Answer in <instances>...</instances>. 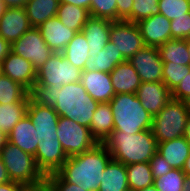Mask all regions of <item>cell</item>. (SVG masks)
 I'll return each mask as SVG.
<instances>
[{
    "label": "cell",
    "mask_w": 190,
    "mask_h": 191,
    "mask_svg": "<svg viewBox=\"0 0 190 191\" xmlns=\"http://www.w3.org/2000/svg\"><path fill=\"white\" fill-rule=\"evenodd\" d=\"M29 95L35 103L52 106L59 116L88 128L99 104L87 93L81 81L61 87L35 83Z\"/></svg>",
    "instance_id": "obj_1"
},
{
    "label": "cell",
    "mask_w": 190,
    "mask_h": 191,
    "mask_svg": "<svg viewBox=\"0 0 190 191\" xmlns=\"http://www.w3.org/2000/svg\"><path fill=\"white\" fill-rule=\"evenodd\" d=\"M111 160L107 147L98 143L89 151L68 157L57 173L86 191H99L103 171Z\"/></svg>",
    "instance_id": "obj_2"
},
{
    "label": "cell",
    "mask_w": 190,
    "mask_h": 191,
    "mask_svg": "<svg viewBox=\"0 0 190 191\" xmlns=\"http://www.w3.org/2000/svg\"><path fill=\"white\" fill-rule=\"evenodd\" d=\"M103 144L109 150L112 160L124 165L149 162L157 153L158 145L151 129L135 134L112 131Z\"/></svg>",
    "instance_id": "obj_3"
},
{
    "label": "cell",
    "mask_w": 190,
    "mask_h": 191,
    "mask_svg": "<svg viewBox=\"0 0 190 191\" xmlns=\"http://www.w3.org/2000/svg\"><path fill=\"white\" fill-rule=\"evenodd\" d=\"M8 175L13 182L27 188H38L46 185V176L38 168L36 160L30 153L7 142L0 151Z\"/></svg>",
    "instance_id": "obj_4"
},
{
    "label": "cell",
    "mask_w": 190,
    "mask_h": 191,
    "mask_svg": "<svg viewBox=\"0 0 190 191\" xmlns=\"http://www.w3.org/2000/svg\"><path fill=\"white\" fill-rule=\"evenodd\" d=\"M109 103L113 113V131L135 134L151 129L153 116L142 107L135 93L115 94Z\"/></svg>",
    "instance_id": "obj_5"
},
{
    "label": "cell",
    "mask_w": 190,
    "mask_h": 191,
    "mask_svg": "<svg viewBox=\"0 0 190 191\" xmlns=\"http://www.w3.org/2000/svg\"><path fill=\"white\" fill-rule=\"evenodd\" d=\"M189 111L184 101H170L152 119L151 131L157 143L184 136Z\"/></svg>",
    "instance_id": "obj_6"
},
{
    "label": "cell",
    "mask_w": 190,
    "mask_h": 191,
    "mask_svg": "<svg viewBox=\"0 0 190 191\" xmlns=\"http://www.w3.org/2000/svg\"><path fill=\"white\" fill-rule=\"evenodd\" d=\"M56 133L68 157L89 151L98 144L90 128L62 116L58 119Z\"/></svg>",
    "instance_id": "obj_7"
},
{
    "label": "cell",
    "mask_w": 190,
    "mask_h": 191,
    "mask_svg": "<svg viewBox=\"0 0 190 191\" xmlns=\"http://www.w3.org/2000/svg\"><path fill=\"white\" fill-rule=\"evenodd\" d=\"M79 68L73 66L62 53H52L45 64L36 71V82L45 86L67 85L81 81Z\"/></svg>",
    "instance_id": "obj_8"
},
{
    "label": "cell",
    "mask_w": 190,
    "mask_h": 191,
    "mask_svg": "<svg viewBox=\"0 0 190 191\" xmlns=\"http://www.w3.org/2000/svg\"><path fill=\"white\" fill-rule=\"evenodd\" d=\"M12 52L30 61L37 71L54 53L46 44L39 28L31 27L12 44Z\"/></svg>",
    "instance_id": "obj_9"
},
{
    "label": "cell",
    "mask_w": 190,
    "mask_h": 191,
    "mask_svg": "<svg viewBox=\"0 0 190 191\" xmlns=\"http://www.w3.org/2000/svg\"><path fill=\"white\" fill-rule=\"evenodd\" d=\"M110 41L126 61L145 47L138 25L124 20L111 23Z\"/></svg>",
    "instance_id": "obj_10"
},
{
    "label": "cell",
    "mask_w": 190,
    "mask_h": 191,
    "mask_svg": "<svg viewBox=\"0 0 190 191\" xmlns=\"http://www.w3.org/2000/svg\"><path fill=\"white\" fill-rule=\"evenodd\" d=\"M141 82H163V62L158 47L145 46L128 60Z\"/></svg>",
    "instance_id": "obj_11"
},
{
    "label": "cell",
    "mask_w": 190,
    "mask_h": 191,
    "mask_svg": "<svg viewBox=\"0 0 190 191\" xmlns=\"http://www.w3.org/2000/svg\"><path fill=\"white\" fill-rule=\"evenodd\" d=\"M27 115L33 122L38 134V140H55L59 115L52 106H43L35 103L31 98L28 101Z\"/></svg>",
    "instance_id": "obj_12"
},
{
    "label": "cell",
    "mask_w": 190,
    "mask_h": 191,
    "mask_svg": "<svg viewBox=\"0 0 190 191\" xmlns=\"http://www.w3.org/2000/svg\"><path fill=\"white\" fill-rule=\"evenodd\" d=\"M34 158L38 168L47 176L56 173L68 159V156L58 139H42L37 145Z\"/></svg>",
    "instance_id": "obj_13"
},
{
    "label": "cell",
    "mask_w": 190,
    "mask_h": 191,
    "mask_svg": "<svg viewBox=\"0 0 190 191\" xmlns=\"http://www.w3.org/2000/svg\"><path fill=\"white\" fill-rule=\"evenodd\" d=\"M145 46L159 47L172 39L171 21L162 14L152 15L136 23Z\"/></svg>",
    "instance_id": "obj_14"
},
{
    "label": "cell",
    "mask_w": 190,
    "mask_h": 191,
    "mask_svg": "<svg viewBox=\"0 0 190 191\" xmlns=\"http://www.w3.org/2000/svg\"><path fill=\"white\" fill-rule=\"evenodd\" d=\"M135 94L142 107L152 116H155L172 99L171 91L163 82H141Z\"/></svg>",
    "instance_id": "obj_15"
},
{
    "label": "cell",
    "mask_w": 190,
    "mask_h": 191,
    "mask_svg": "<svg viewBox=\"0 0 190 191\" xmlns=\"http://www.w3.org/2000/svg\"><path fill=\"white\" fill-rule=\"evenodd\" d=\"M2 73L30 91L36 82V70L32 63L11 52L1 64Z\"/></svg>",
    "instance_id": "obj_16"
},
{
    "label": "cell",
    "mask_w": 190,
    "mask_h": 191,
    "mask_svg": "<svg viewBox=\"0 0 190 191\" xmlns=\"http://www.w3.org/2000/svg\"><path fill=\"white\" fill-rule=\"evenodd\" d=\"M81 83L87 93L97 102H110L115 96L110 73L82 71Z\"/></svg>",
    "instance_id": "obj_17"
},
{
    "label": "cell",
    "mask_w": 190,
    "mask_h": 191,
    "mask_svg": "<svg viewBox=\"0 0 190 191\" xmlns=\"http://www.w3.org/2000/svg\"><path fill=\"white\" fill-rule=\"evenodd\" d=\"M31 27L25 8H8L0 19V36L13 44Z\"/></svg>",
    "instance_id": "obj_18"
},
{
    "label": "cell",
    "mask_w": 190,
    "mask_h": 191,
    "mask_svg": "<svg viewBox=\"0 0 190 191\" xmlns=\"http://www.w3.org/2000/svg\"><path fill=\"white\" fill-rule=\"evenodd\" d=\"M38 28L46 44L55 53H61L76 34L75 31L63 25L57 16L48 19Z\"/></svg>",
    "instance_id": "obj_19"
},
{
    "label": "cell",
    "mask_w": 190,
    "mask_h": 191,
    "mask_svg": "<svg viewBox=\"0 0 190 191\" xmlns=\"http://www.w3.org/2000/svg\"><path fill=\"white\" fill-rule=\"evenodd\" d=\"M8 142L35 156L39 143L38 134L27 114L10 131Z\"/></svg>",
    "instance_id": "obj_20"
},
{
    "label": "cell",
    "mask_w": 190,
    "mask_h": 191,
    "mask_svg": "<svg viewBox=\"0 0 190 191\" xmlns=\"http://www.w3.org/2000/svg\"><path fill=\"white\" fill-rule=\"evenodd\" d=\"M113 21L90 16L83 25L82 33L88 42L89 51H101L110 41V26Z\"/></svg>",
    "instance_id": "obj_21"
},
{
    "label": "cell",
    "mask_w": 190,
    "mask_h": 191,
    "mask_svg": "<svg viewBox=\"0 0 190 191\" xmlns=\"http://www.w3.org/2000/svg\"><path fill=\"white\" fill-rule=\"evenodd\" d=\"M89 55L83 71L110 73L119 63L126 61L111 41L101 51H89Z\"/></svg>",
    "instance_id": "obj_22"
},
{
    "label": "cell",
    "mask_w": 190,
    "mask_h": 191,
    "mask_svg": "<svg viewBox=\"0 0 190 191\" xmlns=\"http://www.w3.org/2000/svg\"><path fill=\"white\" fill-rule=\"evenodd\" d=\"M110 76L115 94H134L141 85V79L129 61L119 63Z\"/></svg>",
    "instance_id": "obj_23"
},
{
    "label": "cell",
    "mask_w": 190,
    "mask_h": 191,
    "mask_svg": "<svg viewBox=\"0 0 190 191\" xmlns=\"http://www.w3.org/2000/svg\"><path fill=\"white\" fill-rule=\"evenodd\" d=\"M159 153L173 169H182L190 154V143L183 137L158 143Z\"/></svg>",
    "instance_id": "obj_24"
},
{
    "label": "cell",
    "mask_w": 190,
    "mask_h": 191,
    "mask_svg": "<svg viewBox=\"0 0 190 191\" xmlns=\"http://www.w3.org/2000/svg\"><path fill=\"white\" fill-rule=\"evenodd\" d=\"M90 132L98 143H104L114 130L112 108L109 102L99 103L91 119Z\"/></svg>",
    "instance_id": "obj_25"
},
{
    "label": "cell",
    "mask_w": 190,
    "mask_h": 191,
    "mask_svg": "<svg viewBox=\"0 0 190 191\" xmlns=\"http://www.w3.org/2000/svg\"><path fill=\"white\" fill-rule=\"evenodd\" d=\"M99 191H130L123 163L111 160L103 171Z\"/></svg>",
    "instance_id": "obj_26"
},
{
    "label": "cell",
    "mask_w": 190,
    "mask_h": 191,
    "mask_svg": "<svg viewBox=\"0 0 190 191\" xmlns=\"http://www.w3.org/2000/svg\"><path fill=\"white\" fill-rule=\"evenodd\" d=\"M59 3V0H29L25 10L30 25L38 28L48 19L57 16Z\"/></svg>",
    "instance_id": "obj_27"
},
{
    "label": "cell",
    "mask_w": 190,
    "mask_h": 191,
    "mask_svg": "<svg viewBox=\"0 0 190 191\" xmlns=\"http://www.w3.org/2000/svg\"><path fill=\"white\" fill-rule=\"evenodd\" d=\"M163 64H180L190 66L187 40L170 39L158 47Z\"/></svg>",
    "instance_id": "obj_28"
},
{
    "label": "cell",
    "mask_w": 190,
    "mask_h": 191,
    "mask_svg": "<svg viewBox=\"0 0 190 191\" xmlns=\"http://www.w3.org/2000/svg\"><path fill=\"white\" fill-rule=\"evenodd\" d=\"M28 94L20 103L0 104V131L7 135L13 127L27 114Z\"/></svg>",
    "instance_id": "obj_29"
},
{
    "label": "cell",
    "mask_w": 190,
    "mask_h": 191,
    "mask_svg": "<svg viewBox=\"0 0 190 191\" xmlns=\"http://www.w3.org/2000/svg\"><path fill=\"white\" fill-rule=\"evenodd\" d=\"M61 53L73 66L83 71L86 61L90 57L88 42L84 34L76 33Z\"/></svg>",
    "instance_id": "obj_30"
},
{
    "label": "cell",
    "mask_w": 190,
    "mask_h": 191,
    "mask_svg": "<svg viewBox=\"0 0 190 191\" xmlns=\"http://www.w3.org/2000/svg\"><path fill=\"white\" fill-rule=\"evenodd\" d=\"M57 17L61 23L76 33L81 32L83 25L90 17L89 11L67 3H59Z\"/></svg>",
    "instance_id": "obj_31"
},
{
    "label": "cell",
    "mask_w": 190,
    "mask_h": 191,
    "mask_svg": "<svg viewBox=\"0 0 190 191\" xmlns=\"http://www.w3.org/2000/svg\"><path fill=\"white\" fill-rule=\"evenodd\" d=\"M130 191H138L154 183L149 162L125 165Z\"/></svg>",
    "instance_id": "obj_32"
},
{
    "label": "cell",
    "mask_w": 190,
    "mask_h": 191,
    "mask_svg": "<svg viewBox=\"0 0 190 191\" xmlns=\"http://www.w3.org/2000/svg\"><path fill=\"white\" fill-rule=\"evenodd\" d=\"M29 91L5 74H0V104L20 103Z\"/></svg>",
    "instance_id": "obj_33"
},
{
    "label": "cell",
    "mask_w": 190,
    "mask_h": 191,
    "mask_svg": "<svg viewBox=\"0 0 190 191\" xmlns=\"http://www.w3.org/2000/svg\"><path fill=\"white\" fill-rule=\"evenodd\" d=\"M186 175L182 169H172L165 175L154 180L153 185L158 191H183Z\"/></svg>",
    "instance_id": "obj_34"
},
{
    "label": "cell",
    "mask_w": 190,
    "mask_h": 191,
    "mask_svg": "<svg viewBox=\"0 0 190 191\" xmlns=\"http://www.w3.org/2000/svg\"><path fill=\"white\" fill-rule=\"evenodd\" d=\"M160 14L167 19L174 20L179 17H188L190 2L187 0H158Z\"/></svg>",
    "instance_id": "obj_35"
},
{
    "label": "cell",
    "mask_w": 190,
    "mask_h": 191,
    "mask_svg": "<svg viewBox=\"0 0 190 191\" xmlns=\"http://www.w3.org/2000/svg\"><path fill=\"white\" fill-rule=\"evenodd\" d=\"M163 83L172 92L190 73V66L180 64H163Z\"/></svg>",
    "instance_id": "obj_36"
},
{
    "label": "cell",
    "mask_w": 190,
    "mask_h": 191,
    "mask_svg": "<svg viewBox=\"0 0 190 191\" xmlns=\"http://www.w3.org/2000/svg\"><path fill=\"white\" fill-rule=\"evenodd\" d=\"M157 14H160L158 0H133L131 22L137 23Z\"/></svg>",
    "instance_id": "obj_37"
},
{
    "label": "cell",
    "mask_w": 190,
    "mask_h": 191,
    "mask_svg": "<svg viewBox=\"0 0 190 191\" xmlns=\"http://www.w3.org/2000/svg\"><path fill=\"white\" fill-rule=\"evenodd\" d=\"M89 14L92 17L117 21V0H92Z\"/></svg>",
    "instance_id": "obj_38"
},
{
    "label": "cell",
    "mask_w": 190,
    "mask_h": 191,
    "mask_svg": "<svg viewBox=\"0 0 190 191\" xmlns=\"http://www.w3.org/2000/svg\"><path fill=\"white\" fill-rule=\"evenodd\" d=\"M46 186L50 191H86L76 184L66 182L57 172L46 176Z\"/></svg>",
    "instance_id": "obj_39"
},
{
    "label": "cell",
    "mask_w": 190,
    "mask_h": 191,
    "mask_svg": "<svg viewBox=\"0 0 190 191\" xmlns=\"http://www.w3.org/2000/svg\"><path fill=\"white\" fill-rule=\"evenodd\" d=\"M172 39L187 40L190 38V12L188 17H179L171 20Z\"/></svg>",
    "instance_id": "obj_40"
},
{
    "label": "cell",
    "mask_w": 190,
    "mask_h": 191,
    "mask_svg": "<svg viewBox=\"0 0 190 191\" xmlns=\"http://www.w3.org/2000/svg\"><path fill=\"white\" fill-rule=\"evenodd\" d=\"M149 164L154 180L167 174L173 169L172 166H170L159 153L153 155V157L149 160Z\"/></svg>",
    "instance_id": "obj_41"
},
{
    "label": "cell",
    "mask_w": 190,
    "mask_h": 191,
    "mask_svg": "<svg viewBox=\"0 0 190 191\" xmlns=\"http://www.w3.org/2000/svg\"><path fill=\"white\" fill-rule=\"evenodd\" d=\"M190 96V73L187 74L179 85L171 92L172 99L184 101Z\"/></svg>",
    "instance_id": "obj_42"
},
{
    "label": "cell",
    "mask_w": 190,
    "mask_h": 191,
    "mask_svg": "<svg viewBox=\"0 0 190 191\" xmlns=\"http://www.w3.org/2000/svg\"><path fill=\"white\" fill-rule=\"evenodd\" d=\"M133 0H117V21L131 22Z\"/></svg>",
    "instance_id": "obj_43"
},
{
    "label": "cell",
    "mask_w": 190,
    "mask_h": 191,
    "mask_svg": "<svg viewBox=\"0 0 190 191\" xmlns=\"http://www.w3.org/2000/svg\"><path fill=\"white\" fill-rule=\"evenodd\" d=\"M27 189L25 185L13 181L0 185V191H26Z\"/></svg>",
    "instance_id": "obj_44"
},
{
    "label": "cell",
    "mask_w": 190,
    "mask_h": 191,
    "mask_svg": "<svg viewBox=\"0 0 190 191\" xmlns=\"http://www.w3.org/2000/svg\"><path fill=\"white\" fill-rule=\"evenodd\" d=\"M12 52V44L0 36V63Z\"/></svg>",
    "instance_id": "obj_45"
},
{
    "label": "cell",
    "mask_w": 190,
    "mask_h": 191,
    "mask_svg": "<svg viewBox=\"0 0 190 191\" xmlns=\"http://www.w3.org/2000/svg\"><path fill=\"white\" fill-rule=\"evenodd\" d=\"M60 3H67L77 7H83L90 10L92 0H59Z\"/></svg>",
    "instance_id": "obj_46"
},
{
    "label": "cell",
    "mask_w": 190,
    "mask_h": 191,
    "mask_svg": "<svg viewBox=\"0 0 190 191\" xmlns=\"http://www.w3.org/2000/svg\"><path fill=\"white\" fill-rule=\"evenodd\" d=\"M29 0H3L8 8H25Z\"/></svg>",
    "instance_id": "obj_47"
},
{
    "label": "cell",
    "mask_w": 190,
    "mask_h": 191,
    "mask_svg": "<svg viewBox=\"0 0 190 191\" xmlns=\"http://www.w3.org/2000/svg\"><path fill=\"white\" fill-rule=\"evenodd\" d=\"M11 181L8 172L5 168L3 160L0 157V185Z\"/></svg>",
    "instance_id": "obj_48"
},
{
    "label": "cell",
    "mask_w": 190,
    "mask_h": 191,
    "mask_svg": "<svg viewBox=\"0 0 190 191\" xmlns=\"http://www.w3.org/2000/svg\"><path fill=\"white\" fill-rule=\"evenodd\" d=\"M184 138L190 143V113H189V116H188L185 131H184Z\"/></svg>",
    "instance_id": "obj_49"
},
{
    "label": "cell",
    "mask_w": 190,
    "mask_h": 191,
    "mask_svg": "<svg viewBox=\"0 0 190 191\" xmlns=\"http://www.w3.org/2000/svg\"><path fill=\"white\" fill-rule=\"evenodd\" d=\"M182 170L186 176H190V154L186 159V162L184 163Z\"/></svg>",
    "instance_id": "obj_50"
},
{
    "label": "cell",
    "mask_w": 190,
    "mask_h": 191,
    "mask_svg": "<svg viewBox=\"0 0 190 191\" xmlns=\"http://www.w3.org/2000/svg\"><path fill=\"white\" fill-rule=\"evenodd\" d=\"M7 142H8V135L0 131V151Z\"/></svg>",
    "instance_id": "obj_51"
},
{
    "label": "cell",
    "mask_w": 190,
    "mask_h": 191,
    "mask_svg": "<svg viewBox=\"0 0 190 191\" xmlns=\"http://www.w3.org/2000/svg\"><path fill=\"white\" fill-rule=\"evenodd\" d=\"M7 9H8V6L3 2V0H0V19L4 15Z\"/></svg>",
    "instance_id": "obj_52"
},
{
    "label": "cell",
    "mask_w": 190,
    "mask_h": 191,
    "mask_svg": "<svg viewBox=\"0 0 190 191\" xmlns=\"http://www.w3.org/2000/svg\"><path fill=\"white\" fill-rule=\"evenodd\" d=\"M26 191H50V189L44 185L38 188H28Z\"/></svg>",
    "instance_id": "obj_53"
},
{
    "label": "cell",
    "mask_w": 190,
    "mask_h": 191,
    "mask_svg": "<svg viewBox=\"0 0 190 191\" xmlns=\"http://www.w3.org/2000/svg\"><path fill=\"white\" fill-rule=\"evenodd\" d=\"M183 191H190V176H186L185 178V186Z\"/></svg>",
    "instance_id": "obj_54"
},
{
    "label": "cell",
    "mask_w": 190,
    "mask_h": 191,
    "mask_svg": "<svg viewBox=\"0 0 190 191\" xmlns=\"http://www.w3.org/2000/svg\"><path fill=\"white\" fill-rule=\"evenodd\" d=\"M138 191H158V189L154 185H151V186L145 187L144 189H141Z\"/></svg>",
    "instance_id": "obj_55"
},
{
    "label": "cell",
    "mask_w": 190,
    "mask_h": 191,
    "mask_svg": "<svg viewBox=\"0 0 190 191\" xmlns=\"http://www.w3.org/2000/svg\"><path fill=\"white\" fill-rule=\"evenodd\" d=\"M184 104L190 113V96L184 100Z\"/></svg>",
    "instance_id": "obj_56"
},
{
    "label": "cell",
    "mask_w": 190,
    "mask_h": 191,
    "mask_svg": "<svg viewBox=\"0 0 190 191\" xmlns=\"http://www.w3.org/2000/svg\"><path fill=\"white\" fill-rule=\"evenodd\" d=\"M187 50H188L189 55H190V38L187 39Z\"/></svg>",
    "instance_id": "obj_57"
},
{
    "label": "cell",
    "mask_w": 190,
    "mask_h": 191,
    "mask_svg": "<svg viewBox=\"0 0 190 191\" xmlns=\"http://www.w3.org/2000/svg\"><path fill=\"white\" fill-rule=\"evenodd\" d=\"M2 73L1 63H0V74Z\"/></svg>",
    "instance_id": "obj_58"
}]
</instances>
